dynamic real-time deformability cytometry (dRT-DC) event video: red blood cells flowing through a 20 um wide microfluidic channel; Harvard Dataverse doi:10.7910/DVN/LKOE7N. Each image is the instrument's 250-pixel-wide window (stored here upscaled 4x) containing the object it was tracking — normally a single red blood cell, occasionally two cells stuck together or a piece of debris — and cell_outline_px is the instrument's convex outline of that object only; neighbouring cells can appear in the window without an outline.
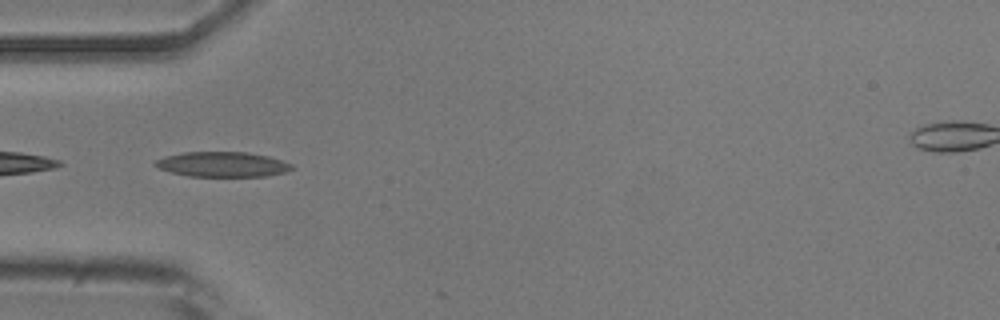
{"species": "common noctule bat (a hibernating species)", "species_latin": "Nyctalus noctula", "temperature_condition": "room temperature", "stored_images_in_passage": 5, "camera_frame_rate_fps": 3000, "um_per_image_px": 0.085, "animal": {"sex": "male", "body_mass_g": 20.5, "forearm_length_mm": 52.5}, "frame": {"image": 1, "passage_image": 3, "time_ms": 0.667, "image_size_px": [1000, 320], "cell_outline_px": [[292, 168], [284, 172], [268, 176], [188, 176], [172, 172], [160, 168], [152, 164], [156, 160], [164, 156], [184, 152], [248, 152], [268, 156], [292, 164]], "centroid_in_image_um": [18.89, 13.96], "position_along_channel_um": 66.1, "area_um2": 19.77}}